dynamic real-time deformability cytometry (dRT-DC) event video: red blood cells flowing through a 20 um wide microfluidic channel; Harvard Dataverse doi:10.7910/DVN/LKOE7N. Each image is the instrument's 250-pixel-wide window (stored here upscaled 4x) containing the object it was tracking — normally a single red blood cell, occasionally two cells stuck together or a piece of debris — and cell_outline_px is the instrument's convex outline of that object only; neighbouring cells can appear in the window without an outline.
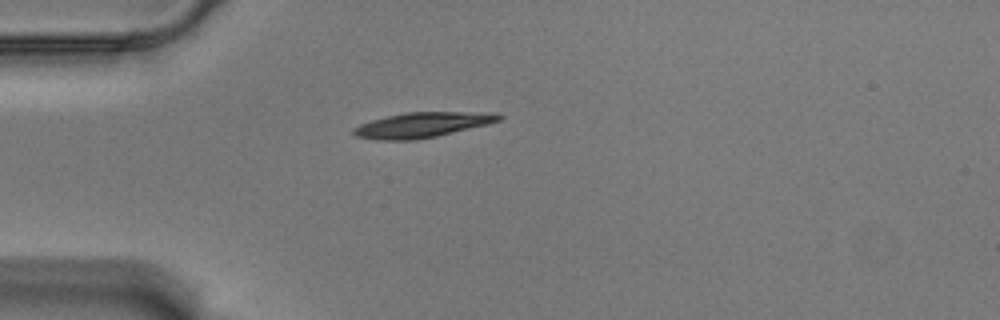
{"species": "Egyptian fruit bat (a non-hibernating species)", "species_latin": "Rousettus aegyptiacus", "temperature_condition": "warm", "stored_images_in_passage": 43, "camera_frame_rate_fps": 3000, "um_per_image_px": 0.085, "animal": {"sex": "male"}, "frame": {"image": 1, "passage_image": 1, "time_ms": 0.0, "image_size_px": [1000, 320], "cell_outline_px": [[504, 116], [500, 120], [488, 124], [436, 136], [416, 140], [380, 140], [356, 136], [352, 132], [352, 128], [360, 124], [372, 120], [404, 112], [496, 112]], "centroid_in_image_um": [35.91, 10.61], "position_along_channel_um": 49.1, "area_um2": 21.27}}
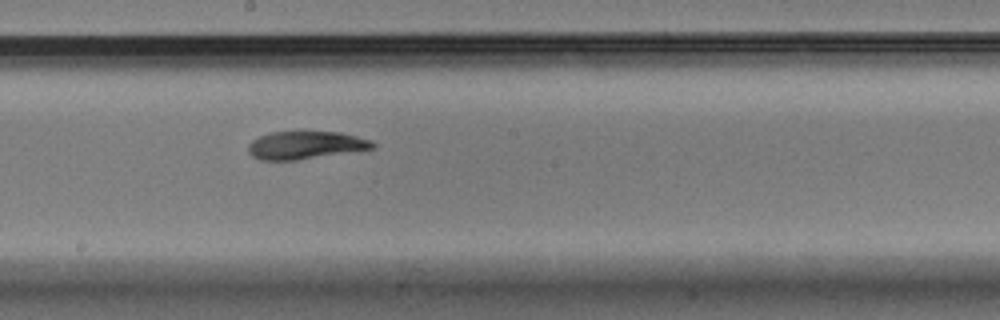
{"frame": {"image": 2, "passage_image": 17, "time_ms": 5.333, "image_size_px": [1000, 320], "cell_outline_px": [[376, 148], [296, 160], [260, 160], [252, 156], [248, 152], [248, 144], [252, 140], [260, 136], [272, 132], [340, 132], [372, 140], [376, 144]], "centroid_in_image_um": [25.97, 12.34], "position_along_channel_um": 222.2, "area_um2": 20.11}}
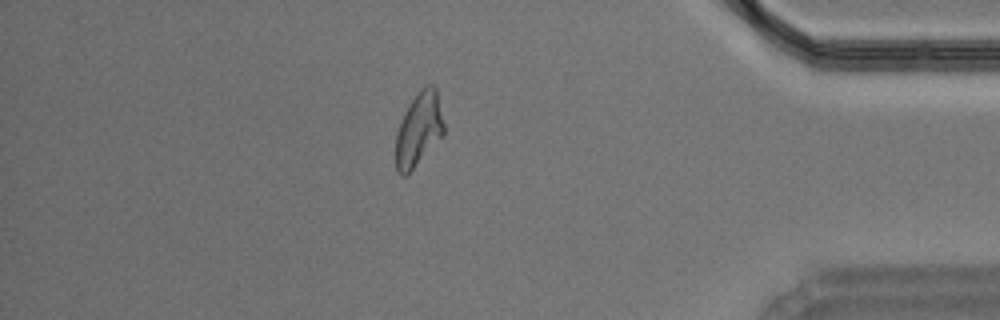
{"frame": {"image": 3, "passage_image": 35, "time_ms": 11.333, "image_size_px": [1000, 320], "cell_outline_px": [[444, 136], [404, 176], [400, 176], [396, 172], [396, 136], [404, 112], [408, 104], [420, 88], [428, 84], [436, 84], [444, 124]], "centroid_in_image_um": [35.62, 10.95], "position_along_channel_um": 399.6, "area_um2": 20.75}, "authors_computed_cell_mechanics": {"area_um2": 20.8658, "velocity_mm_per_s": 3.5131, "shape_relaxation_time_tau1_ms": 6.6461, "shape_relaxation_time_tau2_ms": 4.647, "deformation_change_tau1": 0.2101, "deformation_change_tau2": 0.1023}}